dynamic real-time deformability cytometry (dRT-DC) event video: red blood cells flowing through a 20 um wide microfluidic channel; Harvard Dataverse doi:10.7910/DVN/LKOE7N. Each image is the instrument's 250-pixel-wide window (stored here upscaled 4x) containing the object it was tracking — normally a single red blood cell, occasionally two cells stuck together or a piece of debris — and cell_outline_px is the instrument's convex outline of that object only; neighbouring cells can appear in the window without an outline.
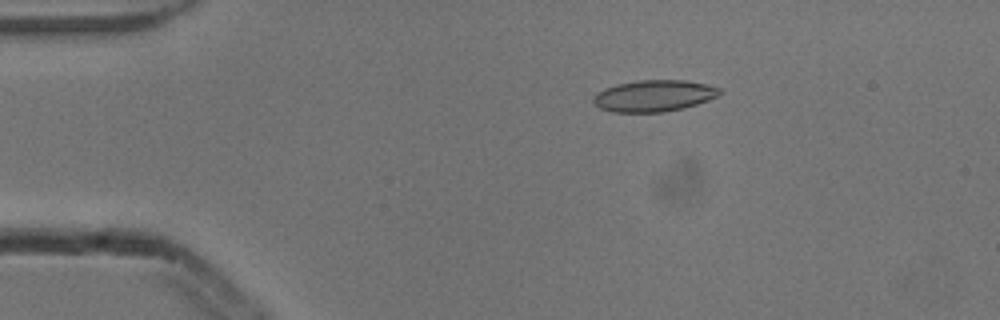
{"species": "common noctule bat (a hibernating species)", "species_latin": "Nyctalus noctula", "temperature_condition": "cold", "stored_images_in_passage": 7, "camera_frame_rate_fps": 3000, "um_per_image_px": 0.085, "animal": {"sex": "male", "body_mass_g": 13.3}, "frame": {"image": 1, "passage_image": 3, "time_ms": 0.667, "image_size_px": [1000, 320], "cell_outline_px": [[724, 92], [708, 100], [684, 108], [664, 112], [612, 112], [600, 108], [592, 100], [592, 96], [596, 92], [604, 88], [616, 84], [640, 80], [684, 80], [704, 84], [720, 88]], "centroid_in_image_um": [55.56, 8.14], "position_along_channel_um": 29.4, "area_um2": 23.24}}
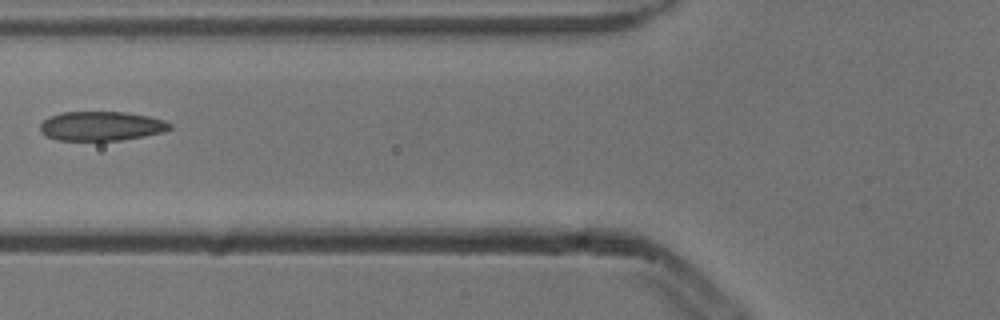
{"frame": {"image": 2, "passage_image": 6, "time_ms": 1.667, "image_size_px": [1000, 320], "cell_outline_px": [[172, 128], [164, 132], [144, 136], [120, 140], [56, 140], [44, 136], [40, 132], [40, 124], [48, 116], [64, 112], [128, 112], [148, 116], [164, 120], [172, 124]], "centroid_in_image_um": [8.6, 10.71], "position_along_channel_um": 117.2, "area_um2": 22.31}}
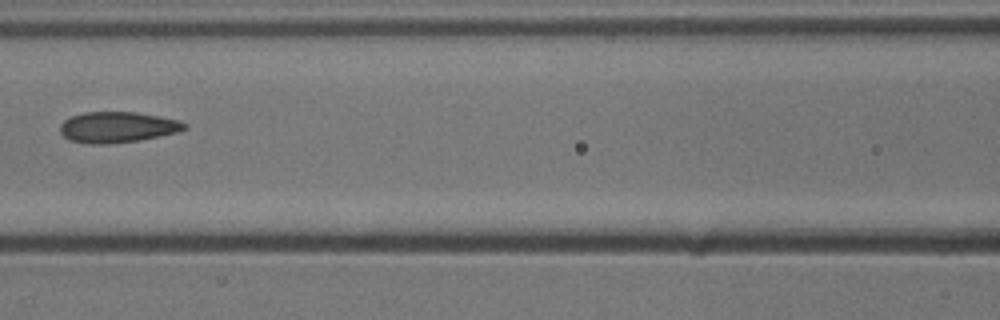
{"frame": {"image": 3, "passage_image": 7, "time_ms": 2.0, "image_size_px": [1000, 320], "cell_outline_px": [[188, 128], [180, 132], [140, 140], [108, 144], [88, 144], [68, 140], [60, 132], [60, 124], [64, 120], [72, 116], [84, 112], [136, 112], [160, 116], [180, 120], [188, 124]], "centroid_in_image_um": [10.02, 10.81], "position_along_channel_um": 156.6, "area_um2": 22.66}}